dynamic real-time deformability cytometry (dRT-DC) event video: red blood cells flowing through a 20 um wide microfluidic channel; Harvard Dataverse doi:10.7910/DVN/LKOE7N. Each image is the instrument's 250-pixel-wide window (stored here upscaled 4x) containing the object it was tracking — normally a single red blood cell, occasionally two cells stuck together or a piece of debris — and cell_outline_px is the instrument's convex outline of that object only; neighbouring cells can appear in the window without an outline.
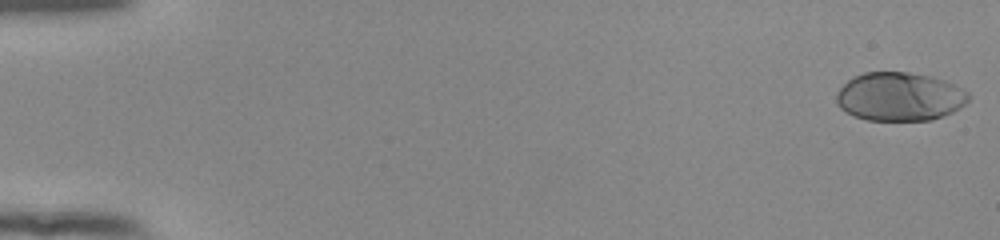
{"species": "human", "species_latin": "Homo sapiens", "temperature_condition": "room temperature", "stored_images_in_passage": 54, "camera_frame_rate_fps": 3000, "um_per_image_px": 0.085, "donor": {"sex": "female"}, "frame": {"image": 1, "passage_image": 1, "time_ms": 0.0, "image_size_px": [1000, 240], "cell_outline_px": [[972, 96], [960, 108], [952, 112], [932, 120], [868, 120], [852, 116], [840, 108], [836, 104], [836, 92], [852, 76], [864, 72], [908, 72], [932, 76], [944, 80], [964, 88]], "centroid_in_image_um": [76.46, 8.21], "position_along_channel_um": 8.5, "area_um2": 37.8}}
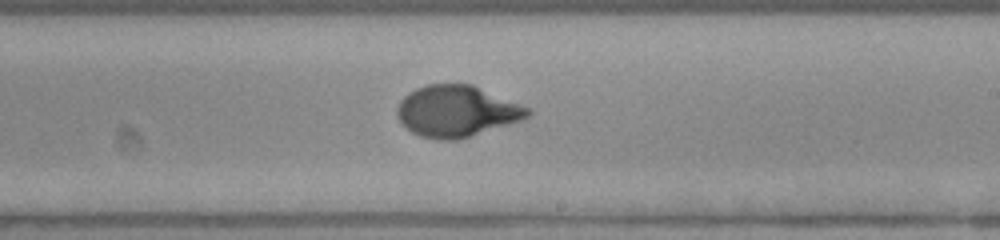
{"frame": {"image": 2, "passage_image": 33, "time_ms": 10.667, "image_size_px": [1000, 240], "cell_outline_px": [[532, 112], [524, 120], [460, 140], [436, 140], [420, 136], [412, 132], [396, 116], [396, 108], [400, 100], [408, 92], [416, 88], [428, 84], [472, 84], [532, 108]], "centroid_in_image_um": [38.86, 9.46], "position_along_channel_um": 250.1, "area_um2": 39.59}}
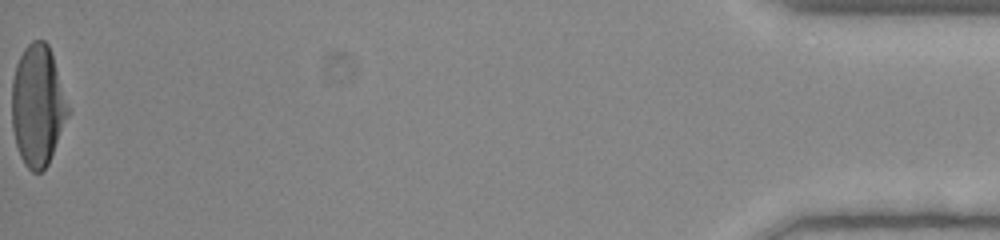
{"frame": {"image": 3, "passage_image": 54, "time_ms": 17.667, "image_size_px": [1000, 240], "cell_outline_px": [[72, 112], [48, 164], [40, 172], [32, 172], [24, 164], [20, 156], [16, 144], [12, 128], [12, 80], [16, 64], [24, 48], [32, 40], [44, 40], [48, 44]], "centroid_in_image_um": [3.23, 8.99], "position_along_channel_um": 432.0, "area_um2": 40.11}, "authors_computed_cell_mechanics": {"area_um2": 38.148, "velocity_mm_per_s": 3.9035, "shape_relaxation_time_tau1_ms": 3.6843, "shape_relaxation_time_tau2_ms": null, "deformation_change_tau1": 0.2124, "deformation_change_tau2": null}}